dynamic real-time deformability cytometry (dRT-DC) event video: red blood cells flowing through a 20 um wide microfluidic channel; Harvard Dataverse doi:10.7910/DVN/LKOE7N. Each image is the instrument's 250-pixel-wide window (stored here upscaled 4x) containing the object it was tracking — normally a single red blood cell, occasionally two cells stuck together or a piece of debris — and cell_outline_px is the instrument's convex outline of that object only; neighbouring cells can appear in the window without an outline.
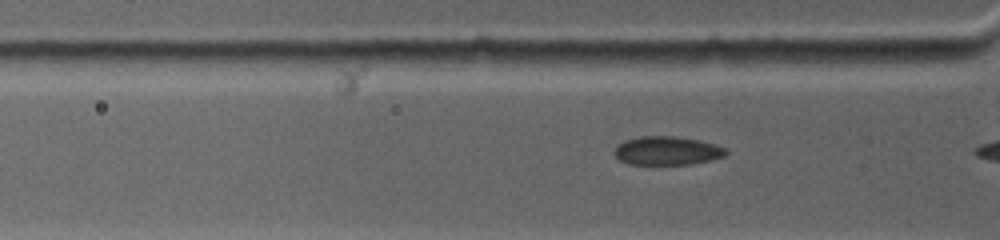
{"species": "common noctule bat (a hibernating species)", "species_latin": "Nyctalus noctula", "temperature_condition": "warm", "stored_images_in_passage": 6, "camera_frame_rate_fps": 4500, "um_per_image_px": 0.085, "animal": {"sex": "female", "body_mass_g": 19.0, "forearm_length_mm": 53.3}, "frame": {"image": 1, "passage_image": 5, "time_ms": 1.111, "image_size_px": [1000, 240], "cell_outline_px": [[728, 152], [724, 156], [712, 160], [692, 164], [628, 164], [620, 160], [612, 152], [616, 144], [624, 140], [640, 136], [676, 136], [716, 144], [728, 148]], "centroid_in_image_um": [56.69, 12.81], "position_along_channel_um": 69.1, "area_um2": 18.84}}